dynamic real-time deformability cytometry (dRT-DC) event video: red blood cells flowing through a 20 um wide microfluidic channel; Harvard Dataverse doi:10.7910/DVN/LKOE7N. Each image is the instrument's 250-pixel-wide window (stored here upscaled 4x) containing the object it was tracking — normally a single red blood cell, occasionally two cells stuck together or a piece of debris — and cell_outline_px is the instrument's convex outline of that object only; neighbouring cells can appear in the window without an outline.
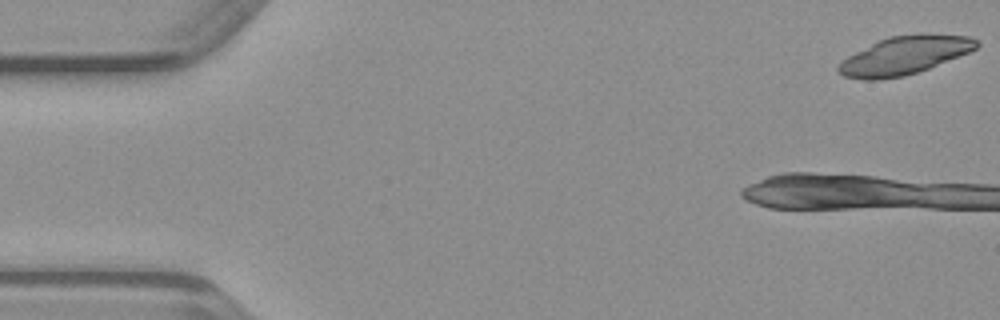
{"species": "common noctule bat (a hibernating species)", "species_latin": "Nyctalus noctula", "temperature_condition": "warm", "stored_images_in_passage": 10, "camera_frame_rate_fps": 3000, "um_per_image_px": 0.085, "animal": {"sex": "male", "body_mass_g": 23.1, "forearm_length_mm": 52.7}, "frame": {"image": 1, "passage_image": 1, "time_ms": 0.0, "image_size_px": [1000, 320], "cell_outline_px": [[980, 44], [976, 48], [968, 52], [928, 68], [904, 76], [880, 80], [864, 80], [844, 76], [836, 68], [848, 56], [888, 36], [924, 32], [968, 36], [976, 40]], "centroid_in_image_um": [76.9, 4.69], "position_along_channel_um": 8.1, "area_um2": 30.52}}